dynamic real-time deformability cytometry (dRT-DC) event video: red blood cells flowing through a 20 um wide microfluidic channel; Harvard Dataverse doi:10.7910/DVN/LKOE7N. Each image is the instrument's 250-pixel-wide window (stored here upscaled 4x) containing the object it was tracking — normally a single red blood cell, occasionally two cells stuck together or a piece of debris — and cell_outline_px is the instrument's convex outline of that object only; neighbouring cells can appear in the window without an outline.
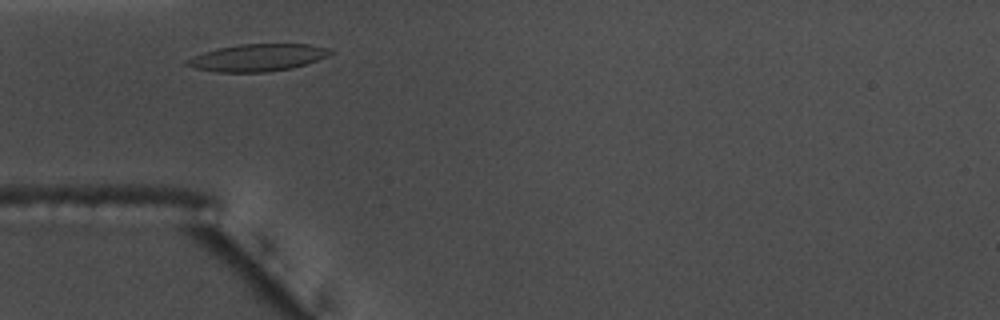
{"species": "common noctule bat (a hibernating species)", "species_latin": "Nyctalus noctula", "temperature_condition": "warm", "stored_images_in_passage": 4, "camera_frame_rate_fps": 3000, "um_per_image_px": 0.085, "animal": {"sex": "male", "body_mass_g": 17.5, "forearm_length_mm": 52.3}, "frame": {"image": 1, "passage_image": 1, "time_ms": 0.0, "image_size_px": [1000, 320], "cell_outline_px": [[332, 52], [328, 56], [292, 68], [268, 72], [216, 72], [196, 68], [184, 64], [184, 60], [192, 56], [216, 48], [240, 44], [312, 44], [328, 48]], "centroid_in_image_um": [21.85, 4.89], "position_along_channel_um": 63.1, "area_um2": 22.72}}